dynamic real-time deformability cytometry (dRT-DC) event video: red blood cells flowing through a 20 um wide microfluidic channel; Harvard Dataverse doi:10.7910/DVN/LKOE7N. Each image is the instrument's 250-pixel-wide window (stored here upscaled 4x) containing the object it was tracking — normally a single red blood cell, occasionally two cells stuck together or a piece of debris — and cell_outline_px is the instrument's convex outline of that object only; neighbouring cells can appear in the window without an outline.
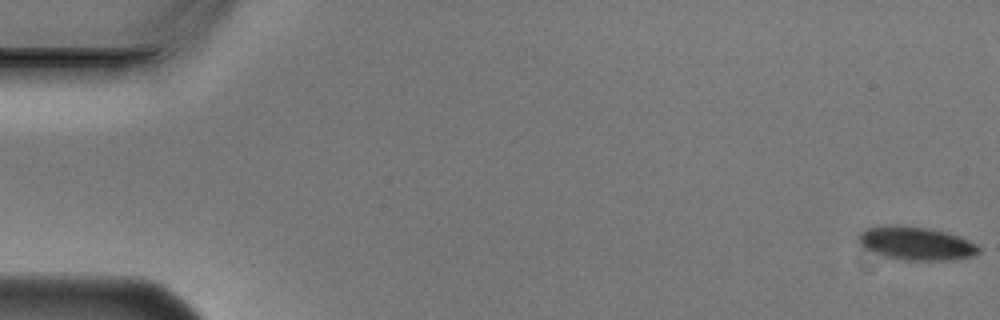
{"species": "Egyptian fruit bat (a non-hibernating species)", "species_latin": "Rousettus aegyptiacus", "temperature_condition": "cold", "stored_images_in_passage": 6, "camera_frame_rate_fps": 3000, "um_per_image_px": 0.085, "animal": {"sex": "male"}, "frame": {"image": 1, "passage_image": 1, "time_ms": 0.0, "image_size_px": [1000, 320], "cell_outline_px": [[980, 252], [972, 256], [956, 260], [892, 260], [864, 248], [856, 240], [856, 236], [864, 228], [892, 224], [896, 224], [928, 228], [948, 232], [960, 236], [976, 244], [980, 248]], "centroid_in_image_um": [77.82, 20.68], "position_along_channel_um": 7.2, "area_um2": 23.99}}